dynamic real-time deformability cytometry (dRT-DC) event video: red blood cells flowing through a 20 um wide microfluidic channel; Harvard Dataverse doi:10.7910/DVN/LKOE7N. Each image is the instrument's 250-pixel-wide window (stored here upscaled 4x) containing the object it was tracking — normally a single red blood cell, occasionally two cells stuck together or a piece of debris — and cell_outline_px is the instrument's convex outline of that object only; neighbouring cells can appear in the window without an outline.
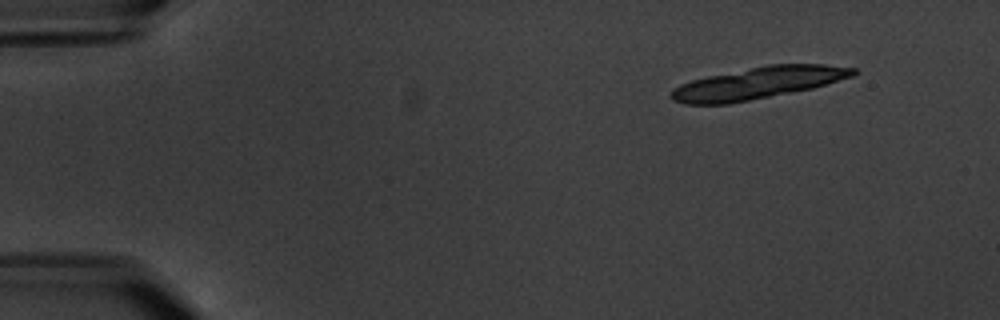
{"species": "common noctule bat (a hibernating species)", "species_latin": "Nyctalus noctula", "temperature_condition": "warm", "stored_images_in_passage": 5, "camera_frame_rate_fps": 3000, "um_per_image_px": 0.085, "animal": {"sex": "male", "body_mass_g": 20.1, "forearm_length_mm": 53.5}, "frame": {"image": 1, "passage_image": 2, "time_ms": 1.0, "image_size_px": [1000, 320], "cell_outline_px": [[860, 72], [852, 76], [812, 88], [728, 104], [684, 104], [672, 100], [668, 96], [672, 88], [680, 84], [692, 80], [708, 76], [768, 64], [824, 64], [856, 68]], "centroid_in_image_um": [64.4, 7.05], "position_along_channel_um": 20.6, "area_um2": 33.7}}